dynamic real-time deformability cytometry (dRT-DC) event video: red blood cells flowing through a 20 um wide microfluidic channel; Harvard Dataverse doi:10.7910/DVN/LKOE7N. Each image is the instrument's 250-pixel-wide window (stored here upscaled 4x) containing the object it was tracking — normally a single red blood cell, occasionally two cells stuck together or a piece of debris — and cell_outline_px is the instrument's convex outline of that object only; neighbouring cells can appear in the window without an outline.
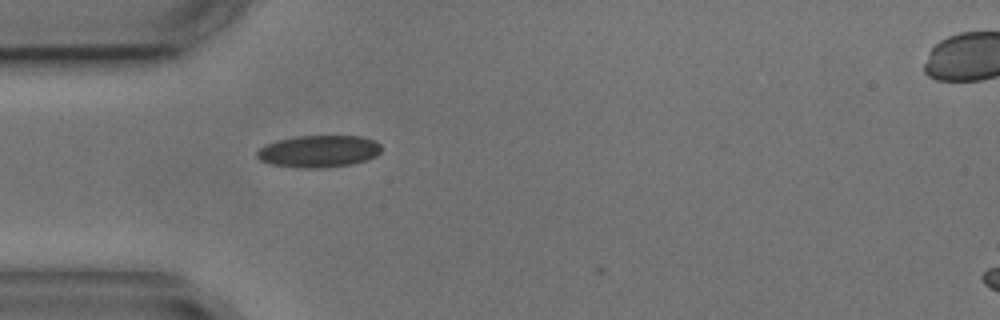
{"species": "common noctule bat (a hibernating species)", "species_latin": "Nyctalus noctula", "temperature_condition": "cold", "stored_images_in_passage": 2, "segment_of_instrument_passage": [1, 2], "camera_frame_rate_fps": 3000, "um_per_image_px": 0.085, "animal": {"sex": "male", "body_mass_g": 17.9, "forearm_length_mm": 54.2}, "frame": {"image": 1, "passage_image": 1, "time_ms": 0.0, "image_size_px": [1000, 320], "cell_outline_px": [[380, 152], [376, 156], [368, 160], [352, 164], [324, 168], [296, 168], [272, 164], [260, 160], [256, 156], [256, 152], [264, 144], [276, 140], [296, 136], [360, 136], [376, 140], [380, 144]], "centroid_in_image_um": [27.09, 12.86], "position_along_channel_um": 57.9, "area_um2": 23.52}}